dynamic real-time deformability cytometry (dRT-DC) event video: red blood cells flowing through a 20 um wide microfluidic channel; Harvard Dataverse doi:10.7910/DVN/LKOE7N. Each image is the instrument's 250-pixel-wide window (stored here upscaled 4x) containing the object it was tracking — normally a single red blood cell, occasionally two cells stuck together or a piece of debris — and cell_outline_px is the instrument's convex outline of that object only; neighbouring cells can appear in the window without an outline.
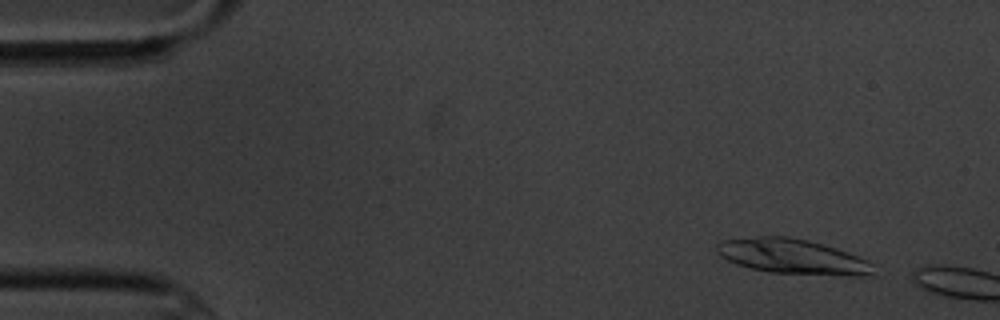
{"species": "common noctule bat (a hibernating species)", "species_latin": "Nyctalus noctula", "temperature_condition": "cold", "stored_images_in_passage": 3, "camera_frame_rate_fps": 3000, "um_per_image_px": 0.085, "animal": {"sex": "male", "body_mass_g": 20.1, "forearm_length_mm": 53.5}, "frame": {"image": 1, "passage_image": 1, "time_ms": 0.0, "image_size_px": [1000, 320], "cell_outline_px": [[876, 276], [848, 276], [768, 272], [736, 264], [720, 256], [716, 252], [716, 244], [720, 240], [760, 236], [788, 236], [808, 240], [836, 248], [868, 260], [872, 264]], "centroid_in_image_um": [67.38, 21.81], "position_along_channel_um": 17.6, "area_um2": 32.19}}